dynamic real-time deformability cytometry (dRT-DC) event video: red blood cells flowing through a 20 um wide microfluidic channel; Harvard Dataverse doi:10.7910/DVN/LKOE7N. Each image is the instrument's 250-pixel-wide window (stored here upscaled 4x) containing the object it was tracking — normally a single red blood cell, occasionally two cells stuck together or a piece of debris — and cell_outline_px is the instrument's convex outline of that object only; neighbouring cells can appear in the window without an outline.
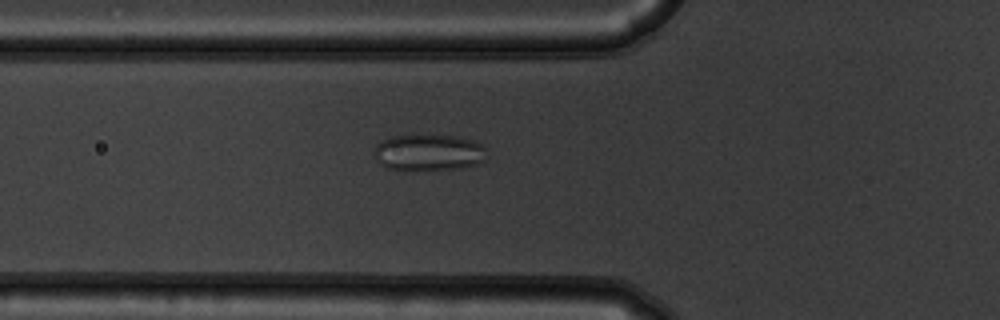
{"species": "common noctule bat (a hibernating species)", "species_latin": "Nyctalus noctula", "temperature_condition": "warm", "stored_images_in_passage": 54, "camera_frame_rate_fps": 3000, "um_per_image_px": 0.085, "animal": {"sex": "male", "body_mass_g": 19.5, "forearm_length_mm": 54.6}, "frame": {"image": 1, "passage_image": 19, "time_ms": 6.0, "image_size_px": [1000, 320], "cell_outline_px": [[484, 160], [476, 164], [460, 168], [416, 172], [400, 172], [384, 168], [380, 164], [372, 152], [376, 144], [380, 140], [392, 136], [456, 136], [472, 140], [480, 144], [484, 148]], "centroid_in_image_um": [36.32, 13.02], "position_along_channel_um": 89.5, "area_um2": 24.45}}
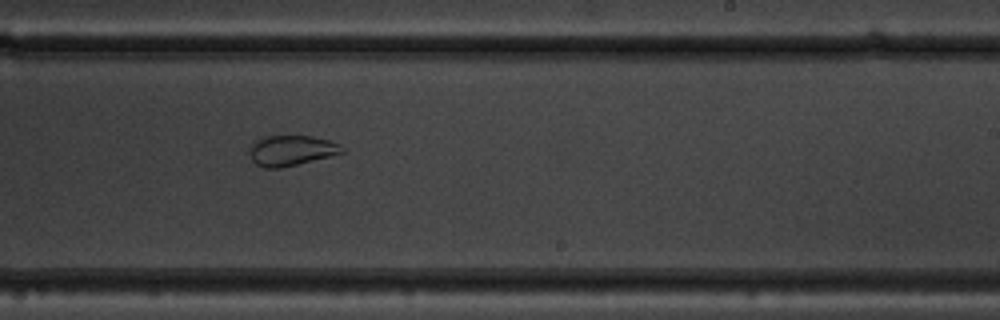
{"frame": {"image": 2, "passage_image": 33, "time_ms": 10.667, "image_size_px": [1000, 320], "cell_outline_px": [[344, 152], [280, 168], [264, 168], [256, 164], [252, 160], [248, 152], [248, 148], [252, 140], [264, 136], [312, 136], [328, 140], [340, 144], [344, 148]], "centroid_in_image_um": [24.68, 12.77], "position_along_channel_um": 264.3, "area_um2": 16.42}}
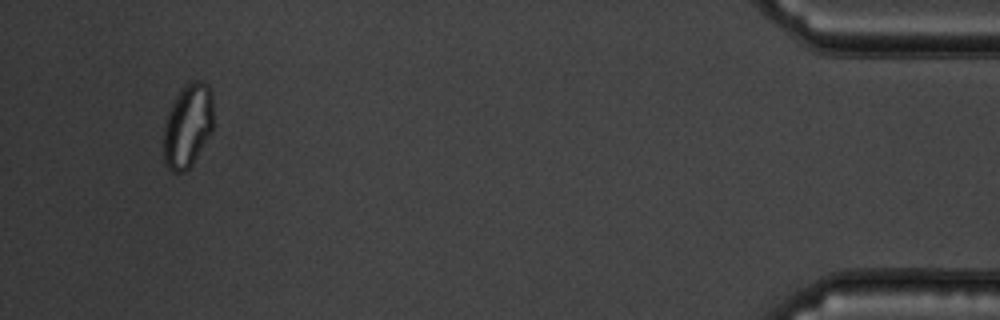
{"frame": {"image": 3, "passage_image": 51, "time_ms": 16.667, "image_size_px": [1000, 320], "cell_outline_px": [[212, 132], [192, 164], [184, 172], [172, 172], [164, 164], [164, 124], [172, 100], [180, 88], [188, 80], [200, 80], [208, 84], [212, 92]], "centroid_in_image_um": [15.95, 10.64], "position_along_channel_um": 419.3, "area_um2": 24.74}}